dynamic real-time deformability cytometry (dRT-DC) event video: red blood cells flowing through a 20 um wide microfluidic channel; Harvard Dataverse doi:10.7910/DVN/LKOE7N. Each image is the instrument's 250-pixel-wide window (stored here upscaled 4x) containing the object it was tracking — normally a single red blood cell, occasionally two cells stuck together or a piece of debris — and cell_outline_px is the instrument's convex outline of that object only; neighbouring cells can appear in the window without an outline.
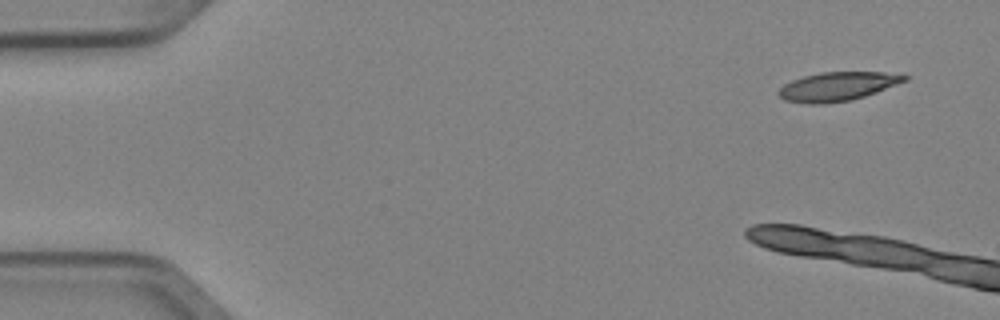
{"species": "Egyptian fruit bat (a non-hibernating species)", "species_latin": "Rousettus aegyptiacus", "temperature_condition": "cold", "stored_images_in_passage": 7, "camera_frame_rate_fps": 3000, "um_per_image_px": 0.085, "animal": {"sex": "female"}, "frame": {"image": 1, "passage_image": 1, "time_ms": 0.0, "image_size_px": [1000, 320], "cell_outline_px": [[912, 76], [908, 80], [876, 92], [852, 100], [824, 104], [808, 104], [784, 100], [776, 92], [784, 84], [792, 80], [804, 76], [820, 72], [884, 72]], "centroid_in_image_um": [71.19, 7.35], "position_along_channel_um": 13.8, "area_um2": 21.27}}
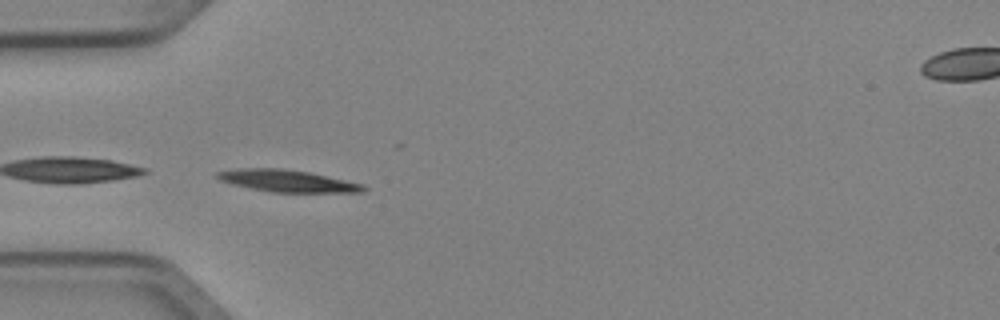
{"frame": {"image": 2, "passage_image": 6, "time_ms": 1.667, "image_size_px": [1000, 320], "cell_outline_px": [[368, 188], [364, 192], [272, 192], [232, 184], [220, 180], [216, 176], [216, 172], [236, 168], [284, 168], [308, 172], [364, 184]], "centroid_in_image_um": [24.43, 15.37], "position_along_channel_um": 60.6, "area_um2": 18.67}}